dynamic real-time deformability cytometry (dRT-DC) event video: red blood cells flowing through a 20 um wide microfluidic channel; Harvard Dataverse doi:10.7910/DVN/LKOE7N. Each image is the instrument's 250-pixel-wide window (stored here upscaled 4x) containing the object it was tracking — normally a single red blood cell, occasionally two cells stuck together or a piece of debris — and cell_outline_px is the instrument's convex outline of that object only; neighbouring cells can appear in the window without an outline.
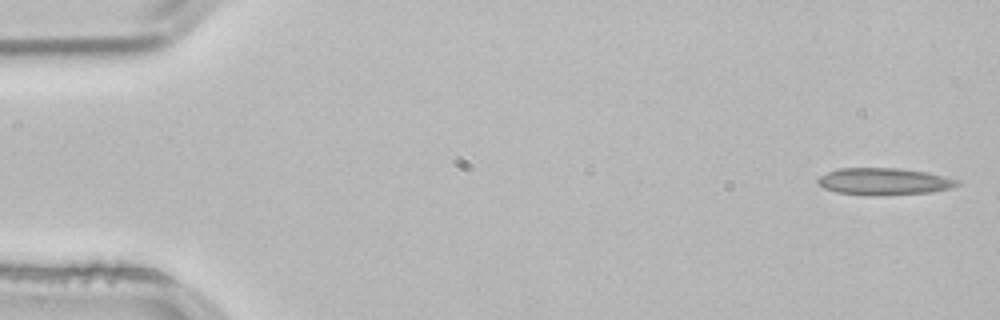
{"species": "common noctule bat (a hibernating species)", "species_latin": "Nyctalus noctula", "temperature_condition": "room temperature", "stored_images_in_passage": 52, "camera_frame_rate_fps": 3000, "um_per_image_px": 0.085, "animal": {"sex": "male", "body_mass_g": 21.5, "forearm_length_mm": 52.0}, "frame": {"image": 1, "passage_image": 1, "time_ms": 0.0, "image_size_px": [1000, 320], "cell_outline_px": [[960, 184], [952, 188], [932, 192], [836, 192], [824, 188], [816, 180], [820, 176], [828, 172], [840, 168], [896, 168], [928, 172], [944, 176], [956, 180]], "centroid_in_image_um": [75.17, 15.36], "position_along_channel_um": 9.8, "area_um2": 20.46}}
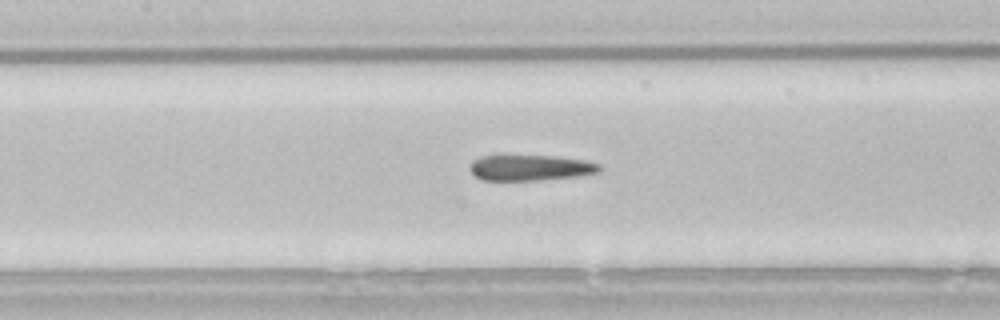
{"frame": {"image": 2, "passage_image": 23, "time_ms": 7.333, "image_size_px": [1000, 320], "cell_outline_px": [[604, 168], [600, 172], [580, 176], [540, 180], [484, 180], [476, 176], [468, 168], [480, 156], [500, 152], [556, 156], [584, 160], [600, 164]], "centroid_in_image_um": [45.08, 14.2], "position_along_channel_um": 162.3, "area_um2": 20.46}}
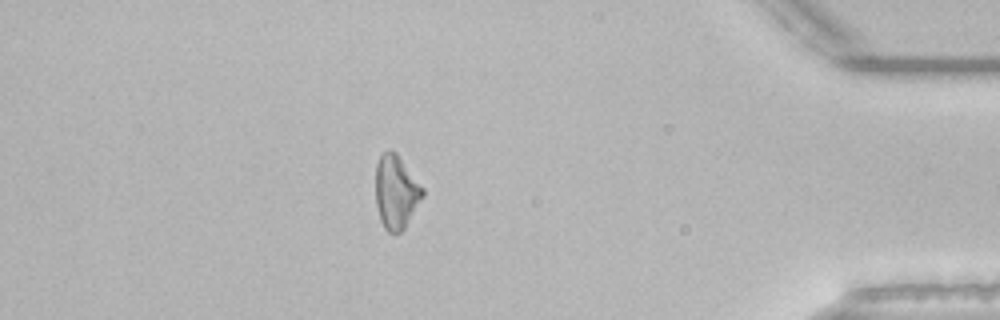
{"frame": {"image": 3, "passage_image": 45, "time_ms": 14.667, "image_size_px": [1000, 320], "cell_outline_px": [[424, 196], [404, 228], [400, 232], [388, 232], [384, 228], [380, 220], [376, 204], [376, 164], [380, 156], [388, 148], [392, 148], [396, 152], [424, 188]], "centroid_in_image_um": [33.66, 16.29], "position_along_channel_um": 401.5, "area_um2": 20.23}, "authors_computed_cell_mechanics": {"area_um2": 20.6057, "velocity_mm_per_s": 3.8561, "shape_relaxation_time_tau1_ms": null, "shape_relaxation_time_tau2_ms": 2.3658, "deformation_change_tau1": null, "deformation_change_tau2": 0.1181}}